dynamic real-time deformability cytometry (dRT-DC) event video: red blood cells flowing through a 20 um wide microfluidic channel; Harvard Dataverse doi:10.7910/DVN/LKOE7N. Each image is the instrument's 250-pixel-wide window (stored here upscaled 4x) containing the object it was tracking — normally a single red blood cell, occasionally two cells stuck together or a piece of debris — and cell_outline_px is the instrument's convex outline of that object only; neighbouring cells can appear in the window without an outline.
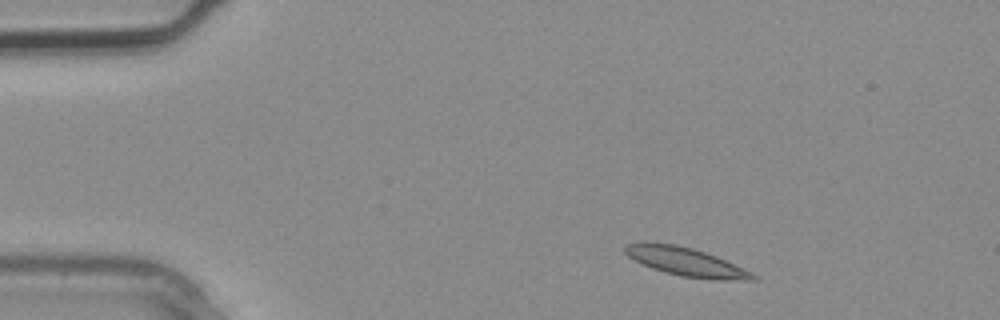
{"species": "common noctule bat (a hibernating species)", "species_latin": "Nyctalus noctula", "temperature_condition": "warm", "stored_images_in_passage": 1, "camera_frame_rate_fps": 3000, "um_per_image_px": 0.085, "animal": {"sex": "male", "body_mass_g": 20.4}, "frame": {"image": 1, "passage_image": 1, "time_ms": 0.0, "image_size_px": [1000, 320], "cell_outline_px": [[756, 280], [716, 280], [680, 276], [664, 272], [652, 268], [628, 256], [624, 252], [624, 244], [644, 240], [648, 240], [676, 244], [692, 248], [716, 256], [752, 272], [756, 276]], "centroid_in_image_um": [58.24, 22.22], "position_along_channel_um": 26.8, "area_um2": 21.5}}